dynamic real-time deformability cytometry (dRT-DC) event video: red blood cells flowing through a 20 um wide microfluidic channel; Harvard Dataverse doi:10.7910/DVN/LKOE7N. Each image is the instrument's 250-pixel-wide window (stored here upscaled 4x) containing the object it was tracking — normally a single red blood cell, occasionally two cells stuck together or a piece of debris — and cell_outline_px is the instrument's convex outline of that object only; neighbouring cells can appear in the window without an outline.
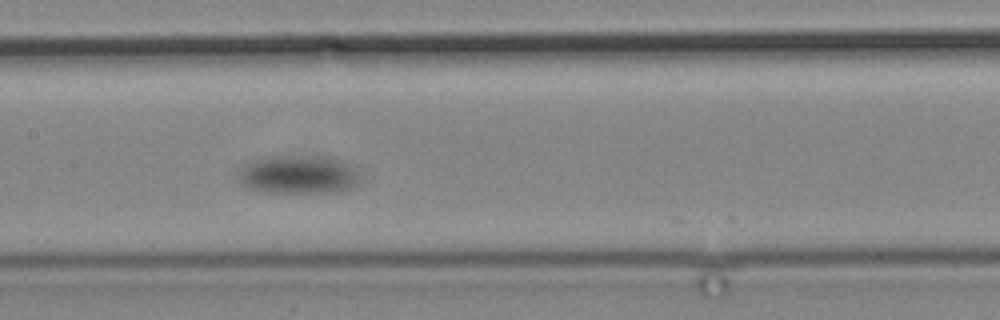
{"species": "common noctule bat (a hibernating species)", "species_latin": "Nyctalus noctula", "temperature_condition": "cold", "stored_images_in_passage": 14, "camera_frame_rate_fps": 3000, "um_per_image_px": 0.085, "animal": {"sex": "male", "body_mass_g": 19.2, "forearm_length_mm": 51.8}, "frame": {"image": 1, "passage_image": 10, "time_ms": 12.0, "image_size_px": [1000, 320], "cell_outline_px": [[360, 184], [352, 188], [336, 192], [268, 192], [248, 188], [240, 184], [236, 180], [236, 172], [244, 164], [268, 156], [272, 156], [344, 160], [356, 164], [360, 180]], "centroid_in_image_um": [25.37, 14.87], "position_along_channel_um": 182.0, "area_um2": 27.34}}
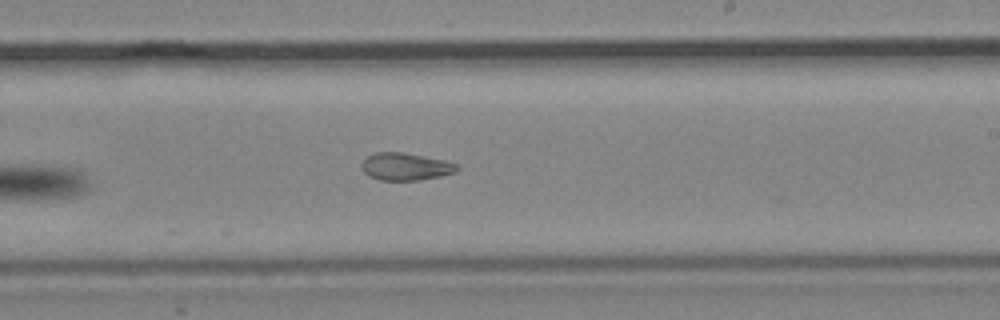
{"frame": {"image": 2, "passage_image": 14, "time_ms": 16.667, "image_size_px": [1000, 320], "cell_outline_px": [[460, 168], [456, 172], [440, 176], [420, 180], [380, 180], [368, 176], [364, 172], [360, 164], [368, 156], [376, 152], [404, 152], [444, 160], [456, 164]], "centroid_in_image_um": [34.47, 14.16], "position_along_channel_um": 254.5, "area_um2": 15.26}}